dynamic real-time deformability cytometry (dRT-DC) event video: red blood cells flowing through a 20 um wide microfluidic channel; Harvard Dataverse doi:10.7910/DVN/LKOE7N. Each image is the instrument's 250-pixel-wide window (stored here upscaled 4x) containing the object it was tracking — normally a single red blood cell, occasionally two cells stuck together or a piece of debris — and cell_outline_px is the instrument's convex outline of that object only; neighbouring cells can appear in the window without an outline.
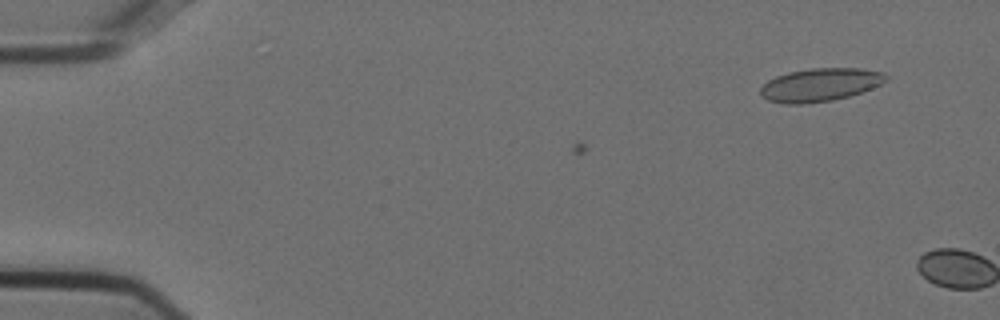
{"species": "Egyptian fruit bat (a non-hibernating species)", "species_latin": "Rousettus aegyptiacus", "temperature_condition": "cold", "stored_images_in_passage": 8, "camera_frame_rate_fps": 3000, "um_per_image_px": 0.085, "animal": {"sex": "female"}, "frame": {"image": 1, "passage_image": 8, "time_ms": 2.333, "image_size_px": [1000, 320], "cell_outline_px": [[888, 80], [872, 88], [848, 96], [832, 100], [800, 104], [784, 104], [768, 100], [760, 96], [760, 88], [768, 80], [776, 76], [788, 72], [812, 68], [860, 68], [884, 72], [888, 76]], "centroid_in_image_um": [69.7, 7.2], "position_along_channel_um": 15.3, "area_um2": 24.28}}